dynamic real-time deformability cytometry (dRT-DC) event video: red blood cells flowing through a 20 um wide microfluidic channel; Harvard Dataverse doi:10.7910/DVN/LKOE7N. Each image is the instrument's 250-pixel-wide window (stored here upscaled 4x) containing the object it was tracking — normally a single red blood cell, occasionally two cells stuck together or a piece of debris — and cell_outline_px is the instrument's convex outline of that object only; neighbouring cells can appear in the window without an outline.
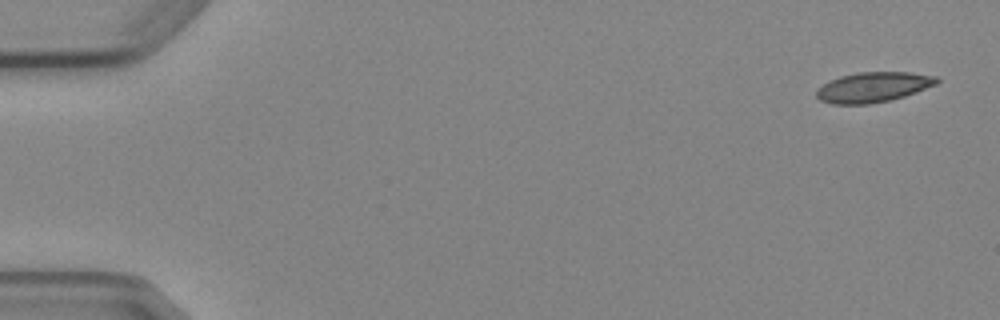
{"species": "Egyptian fruit bat (a non-hibernating species)", "species_latin": "Rousettus aegyptiacus", "temperature_condition": "cold", "stored_images_in_passage": 7, "segment_of_instrument_passage": [1, 2], "camera_frame_rate_fps": 3000, "um_per_image_px": 0.085, "animal": {"sex": "female"}, "frame": {"image": 1, "passage_image": 1, "time_ms": 0.0, "image_size_px": [1000, 320], "cell_outline_px": [[940, 80], [936, 84], [916, 92], [904, 96], [888, 100], [868, 104], [832, 104], [820, 100], [816, 96], [816, 88], [828, 80], [840, 76], [856, 72], [908, 72], [936, 76]], "centroid_in_image_um": [74.17, 7.4], "position_along_channel_um": 10.8, "area_um2": 21.15}}
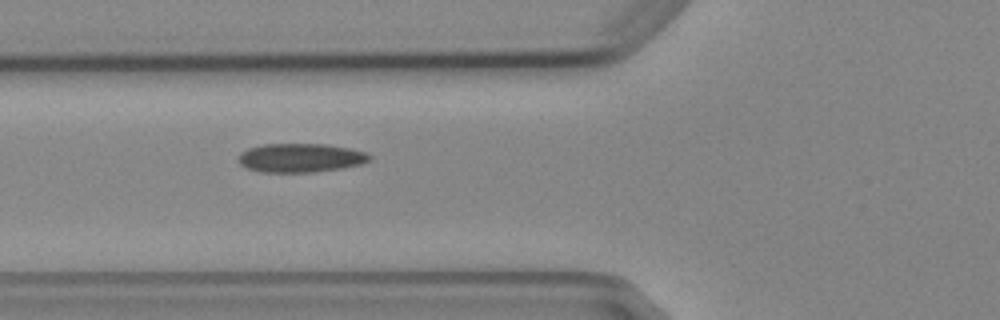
{"frame": {"image": 2, "passage_image": 6, "time_ms": 6.0, "image_size_px": [1000, 320], "cell_outline_px": [[372, 156], [368, 160], [360, 164], [340, 168], [312, 172], [260, 172], [248, 168], [240, 164], [236, 156], [240, 152], [248, 148], [264, 144], [328, 144], [352, 148], [364, 152]], "centroid_in_image_um": [25.5, 13.4], "position_along_channel_um": 100.3, "area_um2": 22.08}}